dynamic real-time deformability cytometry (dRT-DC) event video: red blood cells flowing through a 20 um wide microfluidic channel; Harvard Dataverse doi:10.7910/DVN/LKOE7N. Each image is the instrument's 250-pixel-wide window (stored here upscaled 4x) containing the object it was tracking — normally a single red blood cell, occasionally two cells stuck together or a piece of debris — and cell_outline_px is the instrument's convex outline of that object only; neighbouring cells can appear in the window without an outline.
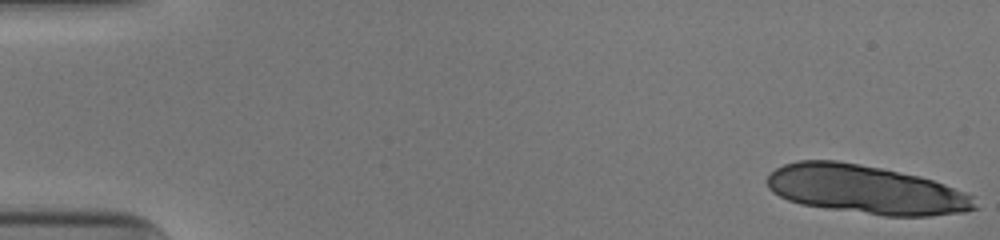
{"species": "human", "species_latin": "Homo sapiens", "temperature_condition": "cold", "stored_images_in_passage": 16, "camera_frame_rate_fps": 3000, "um_per_image_px": 0.085, "donor": {"sex": "male"}, "frame": {"image": 1, "passage_image": 1, "time_ms": 0.0, "image_size_px": [1000, 240], "cell_outline_px": [[980, 208], [964, 212], [928, 216], [884, 216], [800, 204], [788, 200], [772, 192], [768, 188], [768, 172], [784, 164], [796, 160], [836, 160], [860, 164], [920, 176], [944, 184], [964, 192], [972, 196]], "centroid_in_image_um": [73.58, 16.11], "position_along_channel_um": 11.4, "area_um2": 58.96}}